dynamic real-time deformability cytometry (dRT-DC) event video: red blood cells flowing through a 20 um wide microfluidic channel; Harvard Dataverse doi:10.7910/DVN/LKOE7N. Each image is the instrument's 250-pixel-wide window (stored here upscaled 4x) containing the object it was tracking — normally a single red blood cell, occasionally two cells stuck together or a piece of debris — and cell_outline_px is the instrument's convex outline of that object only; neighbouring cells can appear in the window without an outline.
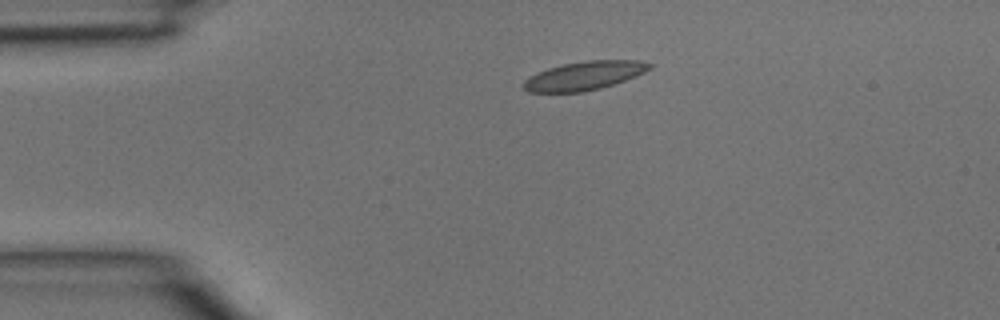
{"species": "common noctule bat (a hibernating species)", "species_latin": "Nyctalus noctula", "temperature_condition": "room temperature", "stored_images_in_passage": 3, "segment_of_instrument_passage": [1, 2], "camera_frame_rate_fps": 3000, "um_per_image_px": 0.085, "animal": {"sex": "male", "body_mass_g": 15.6}, "frame": {"image": 1, "passage_image": 1, "time_ms": 0.0, "image_size_px": [1000, 320], "cell_outline_px": [[652, 68], [636, 76], [600, 88], [584, 92], [528, 92], [520, 84], [524, 80], [548, 68], [564, 64], [588, 60], [640, 60], [652, 64]], "centroid_in_image_um": [49.67, 6.43], "position_along_channel_um": 35.3, "area_um2": 20.87}}